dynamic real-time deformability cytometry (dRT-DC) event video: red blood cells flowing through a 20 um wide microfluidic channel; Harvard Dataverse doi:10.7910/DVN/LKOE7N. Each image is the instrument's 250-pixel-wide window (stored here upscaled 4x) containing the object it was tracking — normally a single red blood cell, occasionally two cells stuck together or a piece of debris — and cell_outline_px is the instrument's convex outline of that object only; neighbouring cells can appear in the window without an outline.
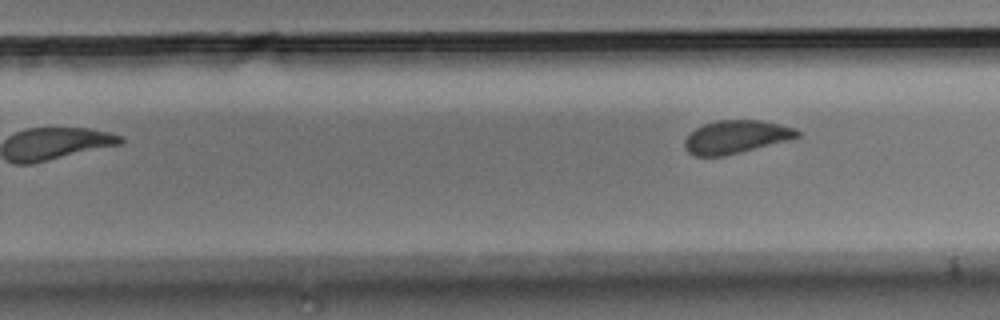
{"species": "Egyptian fruit bat (a non-hibernating species)", "species_latin": "Rousettus aegyptiacus", "temperature_condition": "room temperature", "stored_images_in_passage": 7, "camera_frame_rate_fps": 3000, "um_per_image_px": 0.085, "animal": {"sex": "male"}, "frame": {"image": 1, "passage_image": 7, "time_ms": 2.0, "image_size_px": [1000, 320], "cell_outline_px": [[800, 136], [792, 140], [724, 156], [696, 156], [688, 152], [684, 148], [684, 140], [696, 128], [704, 124], [716, 120], [760, 120], [780, 124], [796, 128], [800, 132]], "centroid_in_image_um": [62.6, 11.64], "position_along_channel_um": 267.2, "area_um2": 21.91}}